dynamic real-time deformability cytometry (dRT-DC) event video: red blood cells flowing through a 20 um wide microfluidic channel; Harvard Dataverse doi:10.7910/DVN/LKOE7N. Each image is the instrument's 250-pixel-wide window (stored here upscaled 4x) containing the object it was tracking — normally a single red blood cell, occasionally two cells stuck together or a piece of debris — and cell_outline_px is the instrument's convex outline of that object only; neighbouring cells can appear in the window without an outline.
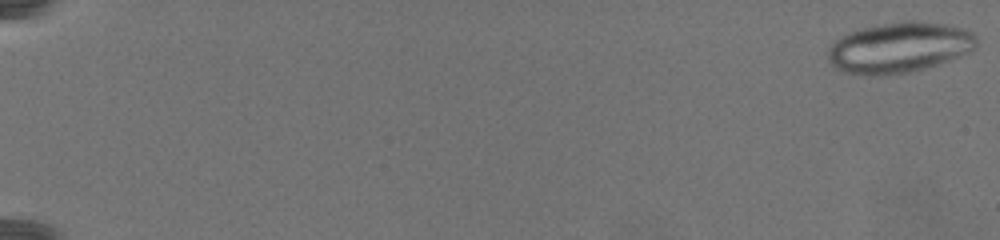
{"species": "common noctule bat (a hibernating species)", "species_latin": "Nyctalus noctula", "temperature_condition": "warm", "stored_images_in_passage": 35, "camera_frame_rate_fps": 3000, "um_per_image_px": 0.085, "animal": {"sex": "female", "body_mass_g": 19.5, "forearm_length_mm": 54.1}, "frame": {"image": 1, "passage_image": 1, "time_ms": 0.0, "image_size_px": [1000, 240], "cell_outline_px": [[976, 44], [968, 52], [948, 60], [936, 64], [904, 72], [848, 72], [832, 64], [828, 60], [828, 48], [840, 36], [848, 32], [864, 28], [904, 20], [916, 20], [944, 24], [964, 28], [972, 32], [976, 36]], "centroid_in_image_um": [76.47, 3.96], "position_along_channel_um": 8.5, "area_um2": 42.08}}